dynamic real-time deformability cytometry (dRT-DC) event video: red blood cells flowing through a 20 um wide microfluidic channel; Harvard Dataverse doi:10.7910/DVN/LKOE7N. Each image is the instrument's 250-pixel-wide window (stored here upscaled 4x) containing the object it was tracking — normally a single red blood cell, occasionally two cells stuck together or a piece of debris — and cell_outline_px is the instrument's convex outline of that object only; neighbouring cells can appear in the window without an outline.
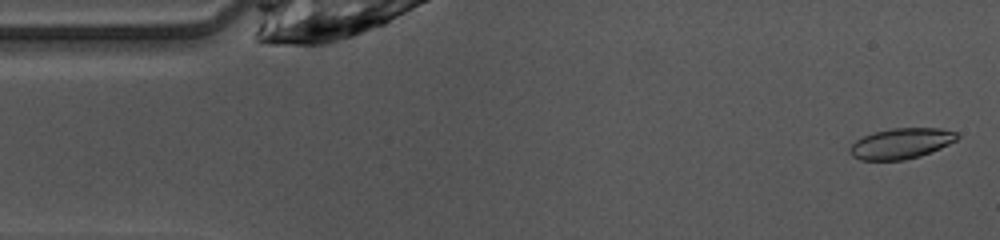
{"species": "common noctule bat (a hibernating species)", "species_latin": "Nyctalus noctula", "temperature_condition": "warm", "stored_images_in_passage": 10, "camera_frame_rate_fps": 3000, "um_per_image_px": 0.085, "animal": {"sex": "female", "body_mass_g": 10.0, "forearm_length_mm": 53.1}, "frame": {"image": 1, "passage_image": 1, "time_ms": 0.0, "image_size_px": [1000, 240], "cell_outline_px": [[960, 136], [956, 140], [940, 148], [920, 156], [904, 160], [860, 160], [852, 156], [848, 152], [848, 148], [856, 140], [872, 132], [892, 128], [940, 128], [956, 132]], "centroid_in_image_um": [76.56, 12.19], "position_along_channel_um": 8.4, "area_um2": 19.19}}